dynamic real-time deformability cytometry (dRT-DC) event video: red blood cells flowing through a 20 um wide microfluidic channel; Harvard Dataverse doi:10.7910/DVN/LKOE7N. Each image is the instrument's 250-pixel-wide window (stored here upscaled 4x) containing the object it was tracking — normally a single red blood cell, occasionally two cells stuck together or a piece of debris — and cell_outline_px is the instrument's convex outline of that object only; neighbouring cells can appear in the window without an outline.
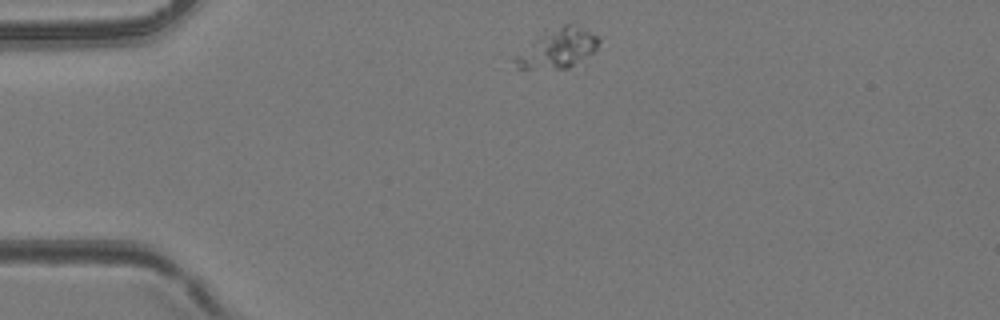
{"species": "common noctule bat (a hibernating species)", "species_latin": "Nyctalus noctula", "temperature_condition": "room temperature", "stored_images_in_passage": 37, "camera_frame_rate_fps": 3000, "um_per_image_px": 0.085, "animal": {"sex": "female", "body_mass_g": 24.6, "forearm_length_mm": 56.2}, "frame": {"image": 1, "passage_image": 2, "time_ms": 0.333, "image_size_px": [1000, 320], "cell_outline_px": [[600, 40], [596, 48], [592, 52], [568, 68], [516, 68], [512, 60], [532, 40], [564, 24], [568, 24], [580, 28], [600, 36]], "centroid_in_image_um": [47.4, 4.13], "position_along_channel_um": 37.6, "area_um2": 18.32}}
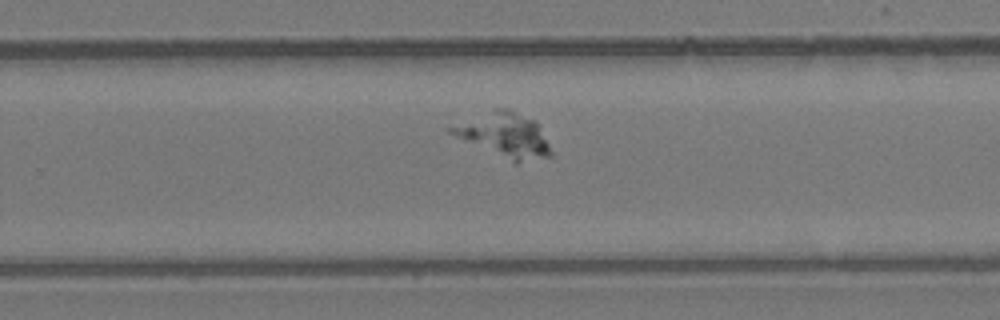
{"frame": {"image": 2, "passage_image": 21, "time_ms": 6.667, "image_size_px": [1000, 320], "cell_outline_px": [[552, 156], [516, 164], [456, 136], [448, 132], [444, 128], [496, 108], [508, 108], [536, 120], [540, 124], [552, 152]], "centroid_in_image_um": [42.92, 11.48], "position_along_channel_um": 286.9, "area_um2": 25.89}}
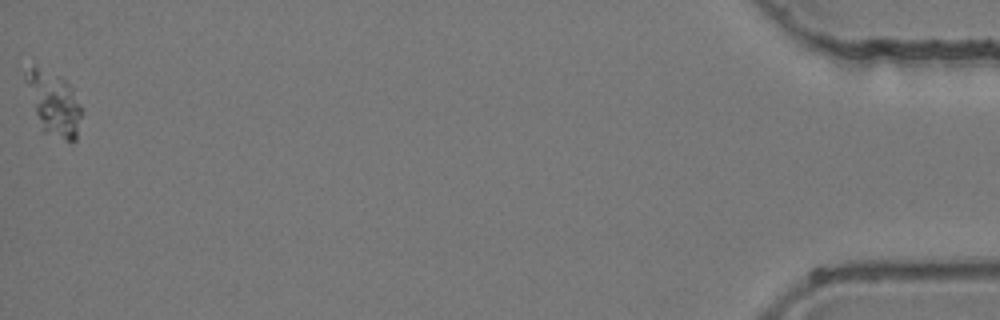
{"frame": {"image": 3, "passage_image": 37, "time_ms": 12.0, "image_size_px": [1000, 320], "cell_outline_px": [[84, 112], [76, 140], [68, 140], [40, 132], [24, 80], [24, 72], [32, 68], [36, 68], [60, 76], [72, 88]], "centroid_in_image_um": [4.58, 8.86], "position_along_channel_um": 430.6, "area_um2": 20.87}}